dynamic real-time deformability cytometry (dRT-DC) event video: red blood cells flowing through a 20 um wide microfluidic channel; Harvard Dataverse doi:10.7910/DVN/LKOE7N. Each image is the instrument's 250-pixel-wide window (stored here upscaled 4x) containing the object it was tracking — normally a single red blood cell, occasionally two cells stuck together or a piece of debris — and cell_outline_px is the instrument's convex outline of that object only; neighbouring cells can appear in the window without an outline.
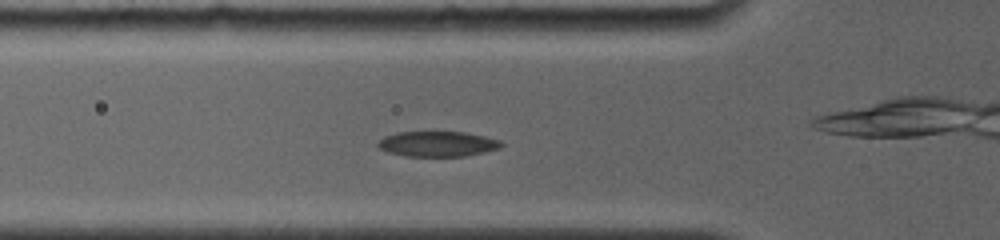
{"species": "common noctule bat (a hibernating species)", "species_latin": "Nyctalus noctula", "temperature_condition": "room temperature", "stored_images_in_passage": 22, "camera_frame_rate_fps": 4000, "um_per_image_px": 0.085, "animal": {"sex": "female", "body_mass_g": 19.0, "forearm_length_mm": 56.7}, "frame": {"image": 1, "passage_image": 7, "time_ms": 2.75, "image_size_px": [1000, 240], "cell_outline_px": [[504, 144], [500, 148], [484, 152], [464, 156], [404, 156], [388, 152], [380, 148], [376, 144], [384, 136], [396, 132], [464, 132], [484, 136], [500, 140]], "centroid_in_image_um": [37.19, 12.23], "position_along_channel_um": 88.6, "area_um2": 18.15}}
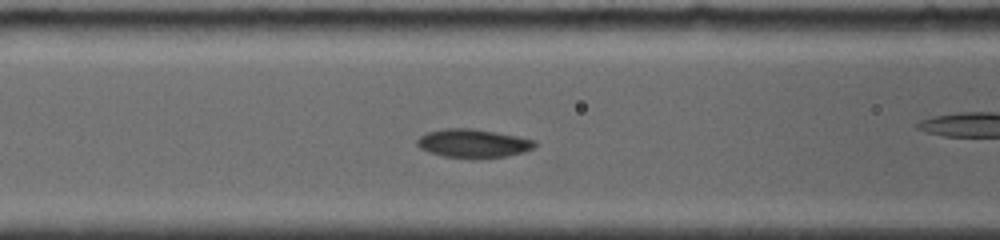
{"frame": {"image": 2, "passage_image": 9, "time_ms": 3.75, "image_size_px": [1000, 240], "cell_outline_px": [[536, 144], [532, 148], [524, 152], [504, 156], [444, 156], [428, 152], [420, 148], [416, 144], [416, 140], [420, 136], [428, 132], [444, 128], [472, 128], [496, 132], [536, 140]], "centroid_in_image_um": [40.18, 12.14], "position_along_channel_um": 126.4, "area_um2": 18.96}}
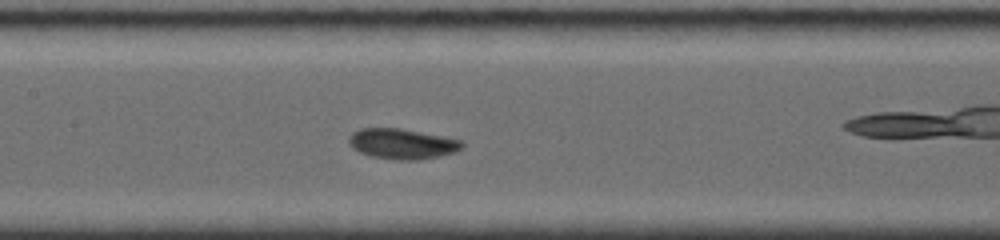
{"frame": {"image": 3, "passage_image": 12, "time_ms": 5.0, "image_size_px": [1000, 240], "cell_outline_px": [[464, 144], [456, 152], [440, 156], [420, 160], [400, 160], [372, 156], [360, 152], [352, 148], [348, 144], [348, 136], [352, 132], [360, 128], [400, 128], [464, 140]], "centroid_in_image_um": [34.18, 12.22], "position_along_channel_um": 173.2, "area_um2": 20.17}}